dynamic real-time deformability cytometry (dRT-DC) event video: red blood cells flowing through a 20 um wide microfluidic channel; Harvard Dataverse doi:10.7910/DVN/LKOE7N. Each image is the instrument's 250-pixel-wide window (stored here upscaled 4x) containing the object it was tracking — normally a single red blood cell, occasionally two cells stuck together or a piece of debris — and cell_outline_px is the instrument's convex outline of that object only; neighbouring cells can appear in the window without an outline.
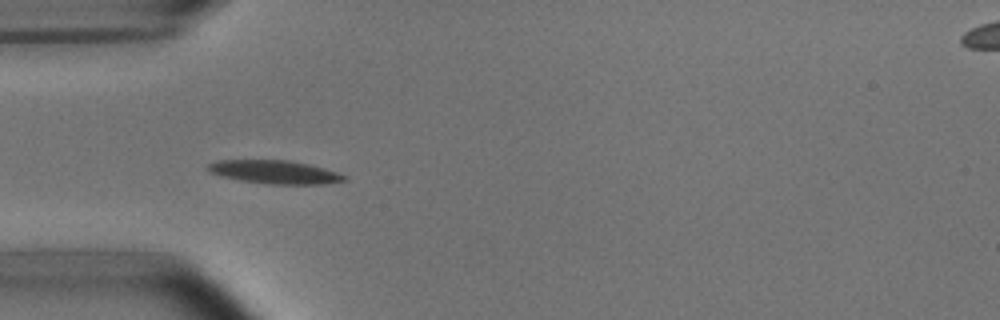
{"species": "common noctule bat (a hibernating species)", "species_latin": "Nyctalus noctula", "temperature_condition": "room temperature", "stored_images_in_passage": 12, "camera_frame_rate_fps": 3000, "um_per_image_px": 0.085, "animal": {"sex": "male", "body_mass_g": 15.6}, "frame": {"image": 1, "passage_image": 1, "time_ms": 0.0, "image_size_px": [1000, 320], "cell_outline_px": [[348, 180], [324, 184], [268, 184], [240, 180], [220, 176], [208, 172], [208, 164], [216, 160], [288, 160], [308, 164], [324, 168], [348, 176]], "centroid_in_image_um": [23.35, 14.62], "position_along_channel_um": 61.6, "area_um2": 18.61}}
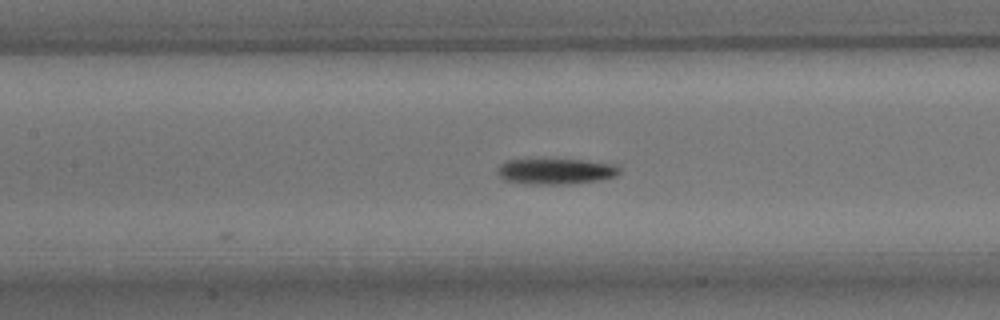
{"frame": {"image": 2, "passage_image": 9, "time_ms": 2.667, "image_size_px": [1000, 320], "cell_outline_px": [[620, 172], [616, 176], [596, 180], [564, 184], [536, 184], [504, 180], [496, 172], [500, 164], [504, 160], [584, 160], [616, 164], [620, 168]], "centroid_in_image_um": [47.24, 14.55], "position_along_channel_um": 160.2, "area_um2": 18.03}}
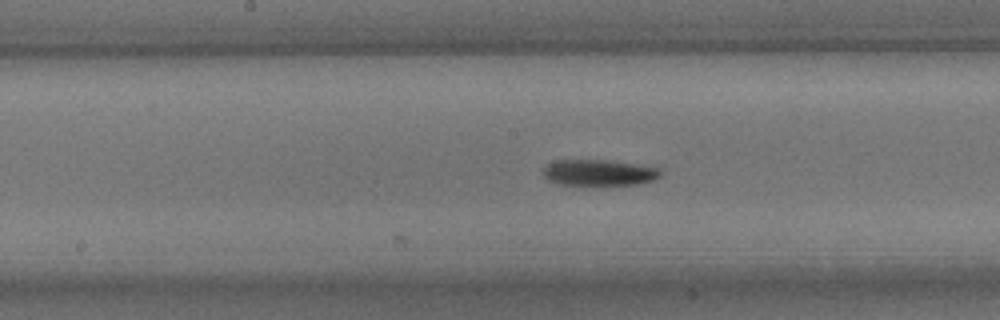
{"frame": {"image": 3, "passage_image": 12, "time_ms": 3.667, "image_size_px": [1000, 320], "cell_outline_px": [[660, 176], [656, 180], [640, 184], [556, 184], [548, 180], [544, 176], [544, 168], [548, 164], [556, 160], [604, 160], [636, 164], [660, 168]], "centroid_in_image_um": [50.93, 14.67], "position_along_channel_um": 197.3, "area_um2": 17.63}}